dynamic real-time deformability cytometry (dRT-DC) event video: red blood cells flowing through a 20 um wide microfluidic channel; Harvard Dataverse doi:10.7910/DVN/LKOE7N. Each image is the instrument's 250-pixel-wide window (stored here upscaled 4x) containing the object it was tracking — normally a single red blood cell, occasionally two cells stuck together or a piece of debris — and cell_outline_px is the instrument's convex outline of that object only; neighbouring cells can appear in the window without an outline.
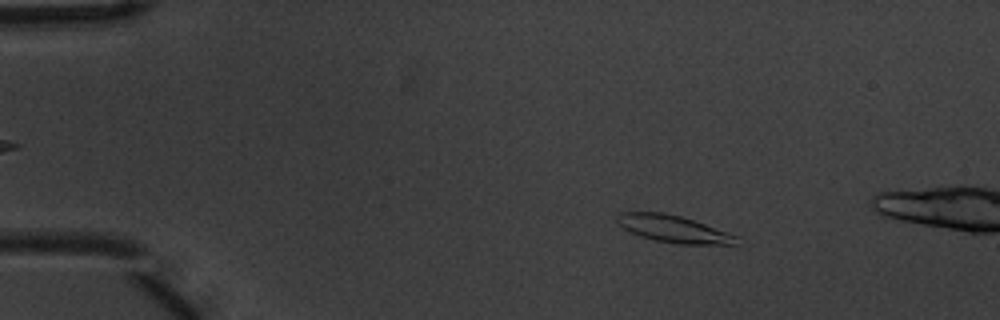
{"species": "common noctule bat (a hibernating species)", "species_latin": "Nyctalus noctula", "temperature_condition": "warm", "stored_images_in_passage": 4, "camera_frame_rate_fps": 3000, "um_per_image_px": 0.085, "animal": {"sex": "male", "body_mass_g": 20.1, "forearm_length_mm": 53.5}, "frame": {"image": 1, "passage_image": 2, "time_ms": 0.333, "image_size_px": [1000, 320], "cell_outline_px": [[740, 236], [736, 244], [680, 244], [656, 240], [640, 236], [624, 228], [616, 220], [616, 216], [620, 212], [664, 212], [680, 216]], "centroid_in_image_um": [57.26, 19.45], "position_along_channel_um": 27.7, "area_um2": 18.61}}